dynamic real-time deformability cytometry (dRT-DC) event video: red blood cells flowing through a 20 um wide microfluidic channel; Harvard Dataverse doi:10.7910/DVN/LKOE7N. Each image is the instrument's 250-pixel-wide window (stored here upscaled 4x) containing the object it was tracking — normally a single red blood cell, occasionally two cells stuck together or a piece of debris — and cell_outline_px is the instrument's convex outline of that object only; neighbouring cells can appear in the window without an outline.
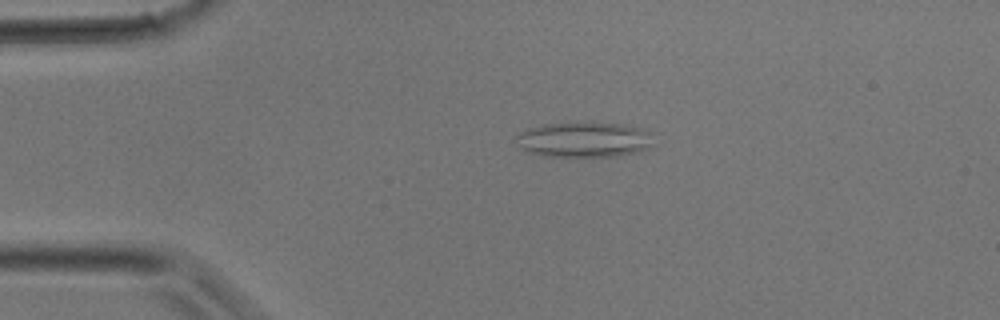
{"species": "common noctule bat (a hibernating species)", "species_latin": "Nyctalus noctula", "temperature_condition": "room temperature", "stored_images_in_passage": 34, "camera_frame_rate_fps": 3000, "um_per_image_px": 0.085, "animal": {"sex": "male", "body_mass_g": 17.9}, "frame": {"image": 1, "passage_image": 7, "time_ms": 2.0, "image_size_px": [1000, 320], "cell_outline_px": [[652, 144], [648, 148], [640, 152], [620, 156], [544, 156], [528, 152], [520, 148], [516, 136], [520, 132], [528, 128], [544, 124], [568, 120], [588, 120], [620, 124], [640, 128], [648, 132]], "centroid_in_image_um": [49.61, 11.83], "position_along_channel_um": 35.4, "area_um2": 29.02}}
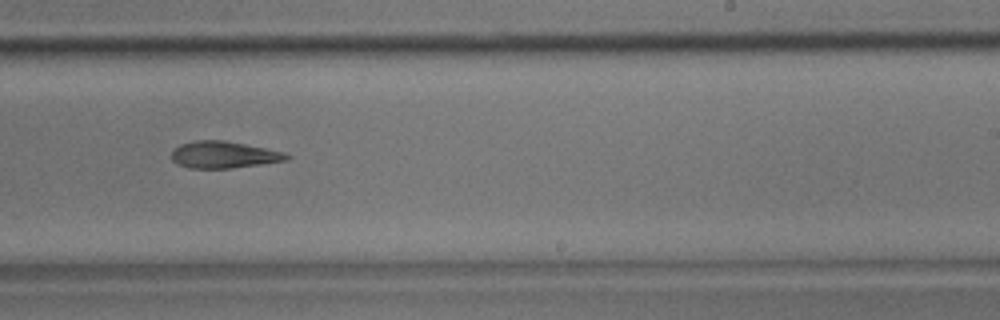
{"frame": {"image": 2, "passage_image": 21, "time_ms": 6.667, "image_size_px": [1000, 320], "cell_outline_px": [[292, 156], [288, 160], [232, 168], [192, 168], [180, 164], [172, 160], [172, 152], [180, 144], [196, 140], [224, 140], [284, 152]], "centroid_in_image_um": [19.04, 13.15], "position_along_channel_um": 270.0, "area_um2": 17.74}}
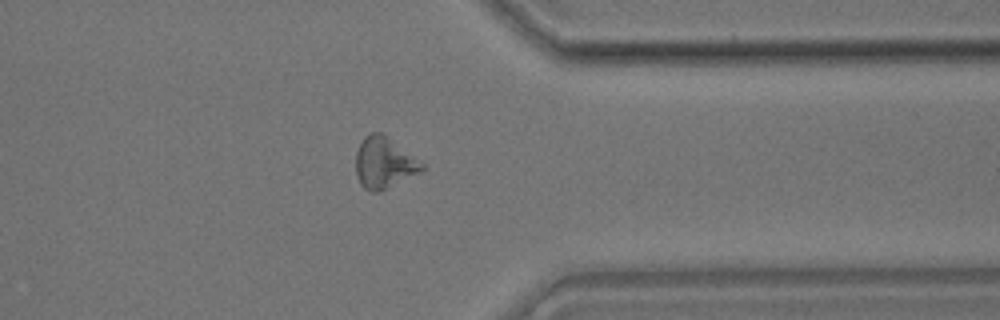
{"frame": {"image": 3, "passage_image": 27, "time_ms": 8.667, "image_size_px": [1000, 320], "cell_outline_px": [[424, 168], [380, 192], [372, 192], [364, 188], [360, 184], [356, 176], [356, 152], [364, 136], [372, 132], [380, 132], [388, 136], [424, 164]], "centroid_in_image_um": [32.59, 13.82], "position_along_channel_um": 378.8, "area_um2": 19.42}}